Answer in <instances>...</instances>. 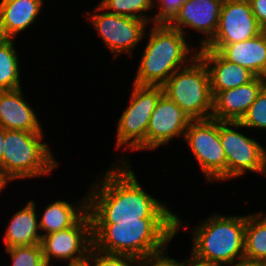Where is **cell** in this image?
I'll return each mask as SVG.
<instances>
[{"mask_svg": "<svg viewBox=\"0 0 266 266\" xmlns=\"http://www.w3.org/2000/svg\"><path fill=\"white\" fill-rule=\"evenodd\" d=\"M113 163L87 192L92 224H118L140 219H177L166 203L146 192L125 160Z\"/></svg>", "mask_w": 266, "mask_h": 266, "instance_id": "6da1fadb", "label": "cell"}, {"mask_svg": "<svg viewBox=\"0 0 266 266\" xmlns=\"http://www.w3.org/2000/svg\"><path fill=\"white\" fill-rule=\"evenodd\" d=\"M177 219H140L118 224H92L93 248L109 254L131 255L142 261L151 260L168 250L173 237L187 228Z\"/></svg>", "mask_w": 266, "mask_h": 266, "instance_id": "7a4b0ae2", "label": "cell"}, {"mask_svg": "<svg viewBox=\"0 0 266 266\" xmlns=\"http://www.w3.org/2000/svg\"><path fill=\"white\" fill-rule=\"evenodd\" d=\"M152 26L149 34L146 31L144 34L149 35L148 43L133 80L135 85L163 86L176 70L189 65L198 56V48L191 50L186 35L179 30L168 24Z\"/></svg>", "mask_w": 266, "mask_h": 266, "instance_id": "3957f363", "label": "cell"}, {"mask_svg": "<svg viewBox=\"0 0 266 266\" xmlns=\"http://www.w3.org/2000/svg\"><path fill=\"white\" fill-rule=\"evenodd\" d=\"M192 227V254L219 266L244 258L246 215L214 214Z\"/></svg>", "mask_w": 266, "mask_h": 266, "instance_id": "277c9868", "label": "cell"}, {"mask_svg": "<svg viewBox=\"0 0 266 266\" xmlns=\"http://www.w3.org/2000/svg\"><path fill=\"white\" fill-rule=\"evenodd\" d=\"M43 133L5 129L2 170L12 180L49 175L58 166Z\"/></svg>", "mask_w": 266, "mask_h": 266, "instance_id": "5b68a950", "label": "cell"}, {"mask_svg": "<svg viewBox=\"0 0 266 266\" xmlns=\"http://www.w3.org/2000/svg\"><path fill=\"white\" fill-rule=\"evenodd\" d=\"M163 94L193 120L210 119L213 95L205 63L197 56L189 65L176 70L162 86Z\"/></svg>", "mask_w": 266, "mask_h": 266, "instance_id": "8992f818", "label": "cell"}, {"mask_svg": "<svg viewBox=\"0 0 266 266\" xmlns=\"http://www.w3.org/2000/svg\"><path fill=\"white\" fill-rule=\"evenodd\" d=\"M130 104L117 122L116 148L146 150V134L153 110L163 94L162 86L133 84Z\"/></svg>", "mask_w": 266, "mask_h": 266, "instance_id": "52a82bcc", "label": "cell"}, {"mask_svg": "<svg viewBox=\"0 0 266 266\" xmlns=\"http://www.w3.org/2000/svg\"><path fill=\"white\" fill-rule=\"evenodd\" d=\"M184 140L207 182L227 180V159L219 137V120H194L185 132Z\"/></svg>", "mask_w": 266, "mask_h": 266, "instance_id": "ba28073f", "label": "cell"}, {"mask_svg": "<svg viewBox=\"0 0 266 266\" xmlns=\"http://www.w3.org/2000/svg\"><path fill=\"white\" fill-rule=\"evenodd\" d=\"M40 245L47 266H51L53 259L55 262L66 261L67 266H85L93 248L92 220L89 212L70 228L42 236Z\"/></svg>", "mask_w": 266, "mask_h": 266, "instance_id": "9c48e42d", "label": "cell"}, {"mask_svg": "<svg viewBox=\"0 0 266 266\" xmlns=\"http://www.w3.org/2000/svg\"><path fill=\"white\" fill-rule=\"evenodd\" d=\"M239 127L243 128L240 122L219 121L220 142L227 159V180L241 177L247 171L266 174V149L254 138L238 132Z\"/></svg>", "mask_w": 266, "mask_h": 266, "instance_id": "30bf717a", "label": "cell"}, {"mask_svg": "<svg viewBox=\"0 0 266 266\" xmlns=\"http://www.w3.org/2000/svg\"><path fill=\"white\" fill-rule=\"evenodd\" d=\"M94 11L95 13L87 11L89 15L87 19L95 27V31L101 36L114 57L123 53L132 56L131 53L138 43L145 38V28L148 23L137 18L102 12L105 10L99 4Z\"/></svg>", "mask_w": 266, "mask_h": 266, "instance_id": "8fae6325", "label": "cell"}, {"mask_svg": "<svg viewBox=\"0 0 266 266\" xmlns=\"http://www.w3.org/2000/svg\"><path fill=\"white\" fill-rule=\"evenodd\" d=\"M262 32L249 0H223L217 31L200 49L219 51L226 44L245 41Z\"/></svg>", "mask_w": 266, "mask_h": 266, "instance_id": "7c38bea8", "label": "cell"}, {"mask_svg": "<svg viewBox=\"0 0 266 266\" xmlns=\"http://www.w3.org/2000/svg\"><path fill=\"white\" fill-rule=\"evenodd\" d=\"M193 121L174 101L162 94L148 123L146 150H155L178 136L184 138Z\"/></svg>", "mask_w": 266, "mask_h": 266, "instance_id": "4fadbf2b", "label": "cell"}, {"mask_svg": "<svg viewBox=\"0 0 266 266\" xmlns=\"http://www.w3.org/2000/svg\"><path fill=\"white\" fill-rule=\"evenodd\" d=\"M222 3L223 0H189L182 4L178 14L168 25L185 35L186 27L206 35L199 42L202 48L217 31Z\"/></svg>", "mask_w": 266, "mask_h": 266, "instance_id": "5bb4252c", "label": "cell"}, {"mask_svg": "<svg viewBox=\"0 0 266 266\" xmlns=\"http://www.w3.org/2000/svg\"><path fill=\"white\" fill-rule=\"evenodd\" d=\"M266 85V78L255 77L247 84L217 93L213 97L212 119L240 122Z\"/></svg>", "mask_w": 266, "mask_h": 266, "instance_id": "9a60e30c", "label": "cell"}, {"mask_svg": "<svg viewBox=\"0 0 266 266\" xmlns=\"http://www.w3.org/2000/svg\"><path fill=\"white\" fill-rule=\"evenodd\" d=\"M198 57L208 69L213 97L221 91L247 84L256 77L248 69L226 60L218 51L198 49Z\"/></svg>", "mask_w": 266, "mask_h": 266, "instance_id": "2e32d148", "label": "cell"}, {"mask_svg": "<svg viewBox=\"0 0 266 266\" xmlns=\"http://www.w3.org/2000/svg\"><path fill=\"white\" fill-rule=\"evenodd\" d=\"M0 126L6 130L43 131L35 111L23 96L21 88L0 91Z\"/></svg>", "mask_w": 266, "mask_h": 266, "instance_id": "e0dca14e", "label": "cell"}, {"mask_svg": "<svg viewBox=\"0 0 266 266\" xmlns=\"http://www.w3.org/2000/svg\"><path fill=\"white\" fill-rule=\"evenodd\" d=\"M218 52L256 77L266 78V31L245 41L226 44Z\"/></svg>", "mask_w": 266, "mask_h": 266, "instance_id": "ac0fdd59", "label": "cell"}, {"mask_svg": "<svg viewBox=\"0 0 266 266\" xmlns=\"http://www.w3.org/2000/svg\"><path fill=\"white\" fill-rule=\"evenodd\" d=\"M44 0L0 2V38L14 39L35 24Z\"/></svg>", "mask_w": 266, "mask_h": 266, "instance_id": "d6986e66", "label": "cell"}, {"mask_svg": "<svg viewBox=\"0 0 266 266\" xmlns=\"http://www.w3.org/2000/svg\"><path fill=\"white\" fill-rule=\"evenodd\" d=\"M37 216L36 204L33 200L13 215L6 228L5 237H3L6 249L40 244L42 235L39 233Z\"/></svg>", "mask_w": 266, "mask_h": 266, "instance_id": "ffe728a7", "label": "cell"}, {"mask_svg": "<svg viewBox=\"0 0 266 266\" xmlns=\"http://www.w3.org/2000/svg\"><path fill=\"white\" fill-rule=\"evenodd\" d=\"M75 205V206H74ZM87 212V194L74 204L56 200L46 206L40 217L39 229L42 236L62 231L73 226ZM44 233L42 234V232Z\"/></svg>", "mask_w": 266, "mask_h": 266, "instance_id": "44dd1931", "label": "cell"}, {"mask_svg": "<svg viewBox=\"0 0 266 266\" xmlns=\"http://www.w3.org/2000/svg\"><path fill=\"white\" fill-rule=\"evenodd\" d=\"M244 258L266 263V214L246 216Z\"/></svg>", "mask_w": 266, "mask_h": 266, "instance_id": "7402d4cb", "label": "cell"}, {"mask_svg": "<svg viewBox=\"0 0 266 266\" xmlns=\"http://www.w3.org/2000/svg\"><path fill=\"white\" fill-rule=\"evenodd\" d=\"M14 40L0 38V91L21 88L20 60Z\"/></svg>", "mask_w": 266, "mask_h": 266, "instance_id": "603a6c76", "label": "cell"}, {"mask_svg": "<svg viewBox=\"0 0 266 266\" xmlns=\"http://www.w3.org/2000/svg\"><path fill=\"white\" fill-rule=\"evenodd\" d=\"M99 5L109 13L137 18L153 24V18L144 13L154 8V0H100Z\"/></svg>", "mask_w": 266, "mask_h": 266, "instance_id": "cb8c5ba5", "label": "cell"}, {"mask_svg": "<svg viewBox=\"0 0 266 266\" xmlns=\"http://www.w3.org/2000/svg\"><path fill=\"white\" fill-rule=\"evenodd\" d=\"M10 255L11 266H47L41 245L14 246L6 249Z\"/></svg>", "mask_w": 266, "mask_h": 266, "instance_id": "d4e9b609", "label": "cell"}, {"mask_svg": "<svg viewBox=\"0 0 266 266\" xmlns=\"http://www.w3.org/2000/svg\"><path fill=\"white\" fill-rule=\"evenodd\" d=\"M142 262L131 255L109 254L92 248L85 266H141Z\"/></svg>", "mask_w": 266, "mask_h": 266, "instance_id": "484cf974", "label": "cell"}, {"mask_svg": "<svg viewBox=\"0 0 266 266\" xmlns=\"http://www.w3.org/2000/svg\"><path fill=\"white\" fill-rule=\"evenodd\" d=\"M240 123L244 128L266 129V85L249 107Z\"/></svg>", "mask_w": 266, "mask_h": 266, "instance_id": "4316f807", "label": "cell"}, {"mask_svg": "<svg viewBox=\"0 0 266 266\" xmlns=\"http://www.w3.org/2000/svg\"><path fill=\"white\" fill-rule=\"evenodd\" d=\"M154 8L158 9L153 18V24H169L175 16L178 14L180 7L182 6V0H154ZM157 4V5H156Z\"/></svg>", "mask_w": 266, "mask_h": 266, "instance_id": "83f0119b", "label": "cell"}, {"mask_svg": "<svg viewBox=\"0 0 266 266\" xmlns=\"http://www.w3.org/2000/svg\"><path fill=\"white\" fill-rule=\"evenodd\" d=\"M252 12L263 31H266V0H249Z\"/></svg>", "mask_w": 266, "mask_h": 266, "instance_id": "f1b7e54d", "label": "cell"}, {"mask_svg": "<svg viewBox=\"0 0 266 266\" xmlns=\"http://www.w3.org/2000/svg\"><path fill=\"white\" fill-rule=\"evenodd\" d=\"M166 251L158 253L151 260L143 261L141 266H171V258Z\"/></svg>", "mask_w": 266, "mask_h": 266, "instance_id": "f546056e", "label": "cell"}, {"mask_svg": "<svg viewBox=\"0 0 266 266\" xmlns=\"http://www.w3.org/2000/svg\"><path fill=\"white\" fill-rule=\"evenodd\" d=\"M265 266V263L260 262V261H254V260H249L246 258L234 261L227 266ZM225 266V265H222Z\"/></svg>", "mask_w": 266, "mask_h": 266, "instance_id": "4dcf8cb0", "label": "cell"}, {"mask_svg": "<svg viewBox=\"0 0 266 266\" xmlns=\"http://www.w3.org/2000/svg\"><path fill=\"white\" fill-rule=\"evenodd\" d=\"M186 266H219V265L198 259L191 253V256L186 259Z\"/></svg>", "mask_w": 266, "mask_h": 266, "instance_id": "1f68e13d", "label": "cell"}, {"mask_svg": "<svg viewBox=\"0 0 266 266\" xmlns=\"http://www.w3.org/2000/svg\"><path fill=\"white\" fill-rule=\"evenodd\" d=\"M13 181L3 170L0 169V192L7 186L8 182Z\"/></svg>", "mask_w": 266, "mask_h": 266, "instance_id": "d6a6232c", "label": "cell"}, {"mask_svg": "<svg viewBox=\"0 0 266 266\" xmlns=\"http://www.w3.org/2000/svg\"><path fill=\"white\" fill-rule=\"evenodd\" d=\"M5 137V129L0 126V169L2 170V158H3V142Z\"/></svg>", "mask_w": 266, "mask_h": 266, "instance_id": "836d02e7", "label": "cell"}, {"mask_svg": "<svg viewBox=\"0 0 266 266\" xmlns=\"http://www.w3.org/2000/svg\"><path fill=\"white\" fill-rule=\"evenodd\" d=\"M171 266H186V259L178 262L177 260L171 258Z\"/></svg>", "mask_w": 266, "mask_h": 266, "instance_id": "e575fe53", "label": "cell"}, {"mask_svg": "<svg viewBox=\"0 0 266 266\" xmlns=\"http://www.w3.org/2000/svg\"><path fill=\"white\" fill-rule=\"evenodd\" d=\"M10 1H15V0H1L0 2H10Z\"/></svg>", "mask_w": 266, "mask_h": 266, "instance_id": "d590c367", "label": "cell"}]
</instances>
